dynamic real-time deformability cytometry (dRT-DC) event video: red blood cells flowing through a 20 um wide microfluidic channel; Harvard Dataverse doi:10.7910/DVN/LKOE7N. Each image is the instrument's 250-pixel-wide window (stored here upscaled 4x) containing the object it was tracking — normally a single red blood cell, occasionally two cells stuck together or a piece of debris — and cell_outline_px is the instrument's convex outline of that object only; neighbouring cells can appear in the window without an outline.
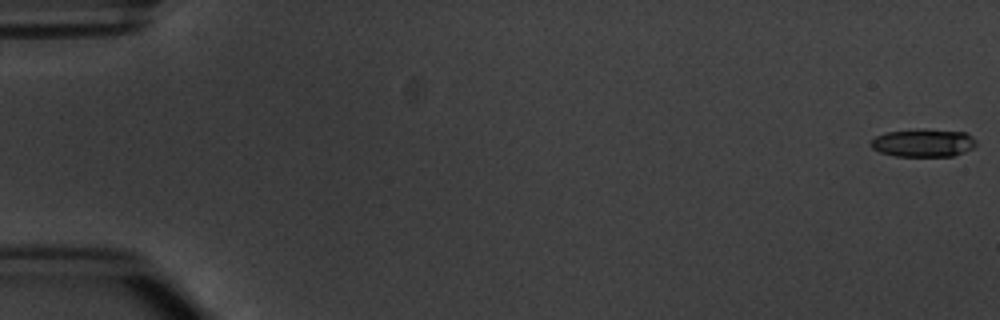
{"species": "common noctule bat (a hibernating species)", "species_latin": "Nyctalus noctula", "temperature_condition": "warm", "stored_images_in_passage": 3, "camera_frame_rate_fps": 3000, "um_per_image_px": 0.085, "animal": {"sex": "male", "body_mass_g": 20.1, "forearm_length_mm": 53.5}, "frame": {"image": 1, "passage_image": 1, "time_ms": 0.0, "image_size_px": [1000, 320], "cell_outline_px": [[976, 144], [972, 148], [964, 152], [952, 156], [896, 156], [880, 152], [872, 148], [868, 144], [876, 136], [884, 132], [924, 128], [968, 132], [976, 140]], "centroid_in_image_um": [78.48, 12.12], "position_along_channel_um": 6.5, "area_um2": 17.46}}